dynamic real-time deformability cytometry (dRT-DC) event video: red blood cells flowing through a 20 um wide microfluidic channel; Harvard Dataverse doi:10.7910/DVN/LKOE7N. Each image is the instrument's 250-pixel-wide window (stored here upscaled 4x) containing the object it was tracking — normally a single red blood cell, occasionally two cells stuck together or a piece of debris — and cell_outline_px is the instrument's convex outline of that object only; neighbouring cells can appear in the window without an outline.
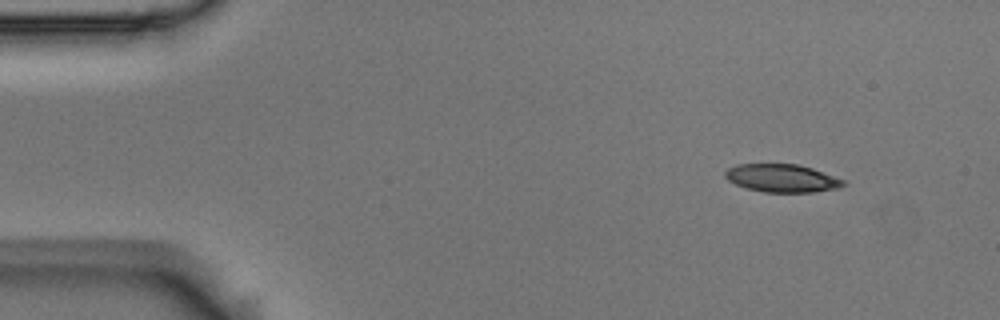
{"species": "Egyptian fruit bat (a non-hibernating species)", "species_latin": "Rousettus aegyptiacus", "temperature_condition": "room temperature", "stored_images_in_passage": 9, "camera_frame_rate_fps": 3000, "um_per_image_px": 0.085, "animal": {"sex": "male"}, "frame": {"image": 1, "passage_image": 1, "time_ms": 0.0, "image_size_px": [1000, 320], "cell_outline_px": [[848, 184], [840, 188], [812, 192], [764, 192], [748, 188], [736, 184], [728, 180], [724, 176], [724, 172], [728, 168], [736, 164], [800, 164], [812, 168], [844, 180]], "centroid_in_image_um": [66.48, 15.14], "position_along_channel_um": 18.5, "area_um2": 19.31}}
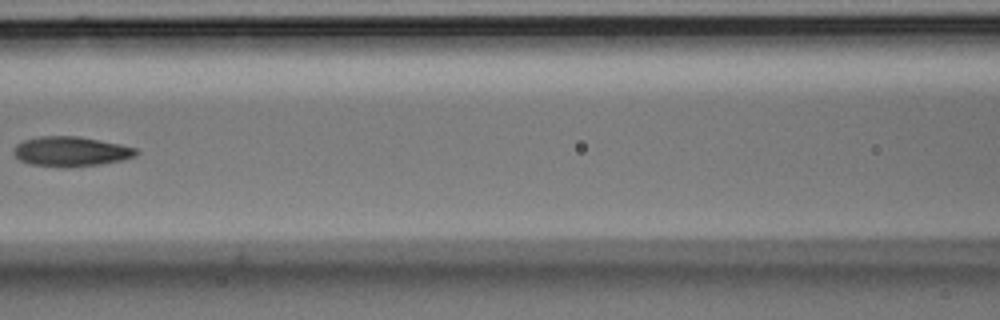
{"frame": {"image": 2, "passage_image": 6, "time_ms": 1.667, "image_size_px": [1000, 320], "cell_outline_px": [[140, 152], [136, 156], [124, 160], [100, 164], [68, 168], [64, 168], [28, 164], [20, 160], [12, 152], [16, 144], [24, 140], [40, 136], [80, 136], [120, 144], [136, 148]], "centroid_in_image_um": [6.04, 12.88], "position_along_channel_um": 160.6, "area_um2": 21.62}}
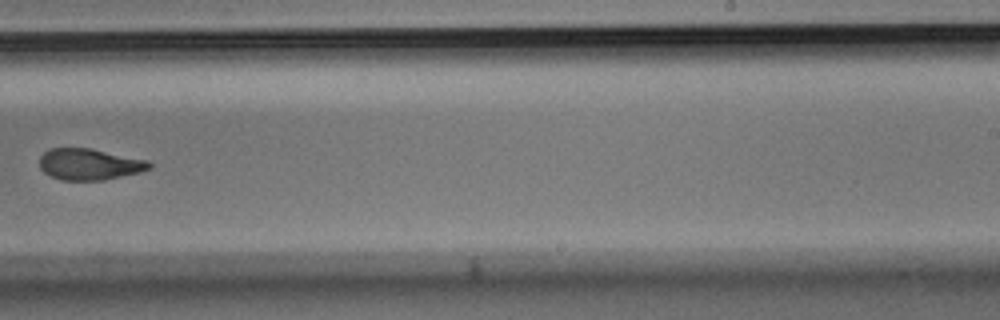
{"frame": {"image": 3, "passage_image": 9, "time_ms": 2.667, "image_size_px": [1000, 320], "cell_outline_px": [[152, 168], [140, 172], [104, 180], [60, 180], [44, 172], [40, 168], [40, 156], [48, 148], [88, 148], [148, 160], [152, 164]], "centroid_in_image_um": [7.6, 13.96], "position_along_channel_um": 281.4, "area_um2": 20.0}}